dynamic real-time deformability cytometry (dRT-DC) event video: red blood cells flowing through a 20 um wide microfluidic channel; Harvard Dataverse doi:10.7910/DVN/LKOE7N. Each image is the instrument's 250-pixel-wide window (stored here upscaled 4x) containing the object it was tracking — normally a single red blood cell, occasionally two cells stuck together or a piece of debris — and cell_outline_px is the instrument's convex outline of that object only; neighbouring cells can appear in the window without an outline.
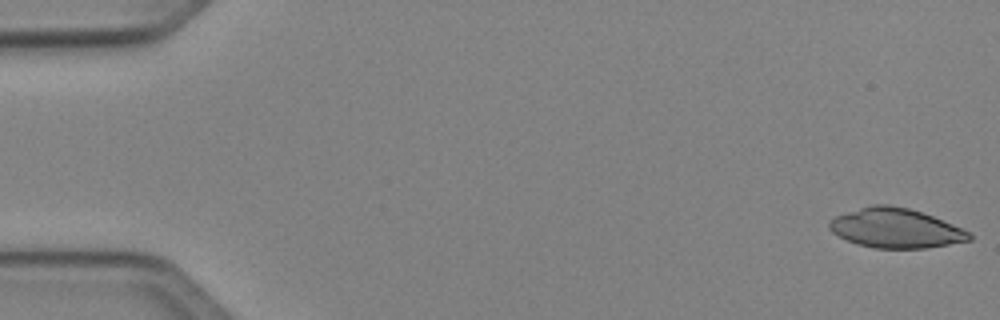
{"species": "Egyptian fruit bat (a non-hibernating species)", "species_latin": "Rousettus aegyptiacus", "temperature_condition": "cold", "stored_images_in_passage": 5, "camera_frame_rate_fps": 3000, "um_per_image_px": 0.085, "animal": {"sex": "female"}, "frame": {"image": 1, "passage_image": 1, "time_ms": 0.0, "image_size_px": [1000, 320], "cell_outline_px": [[972, 240], [924, 248], [876, 248], [860, 244], [848, 240], [832, 232], [828, 228], [828, 224], [836, 216], [872, 204], [888, 204], [908, 208], [932, 216], [952, 224], [968, 232], [972, 236]], "centroid_in_image_um": [76.13, 19.39], "position_along_channel_um": 8.9, "area_um2": 31.62}}
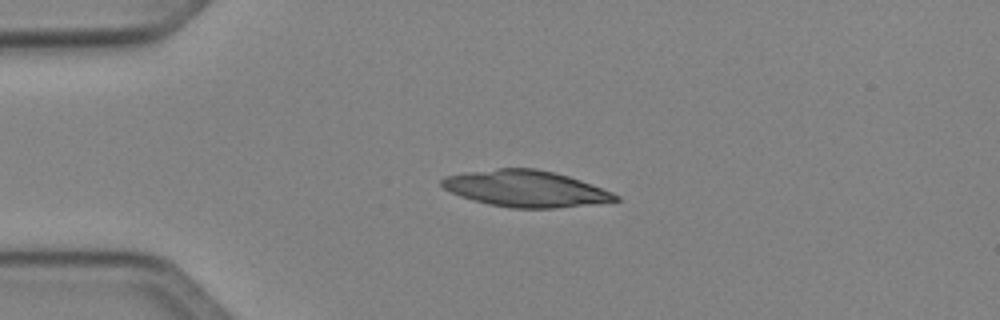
{"frame": {"image": 2, "passage_image": 4, "time_ms": 3.667, "image_size_px": [1000, 320], "cell_outline_px": [[620, 200], [592, 204], [556, 208], [512, 208], [488, 204], [472, 200], [460, 196], [444, 188], [440, 184], [440, 180], [444, 176], [464, 172], [496, 168], [536, 168], [556, 172], [580, 180], [612, 192], [620, 196]], "centroid_in_image_um": [44.66, 16.03], "position_along_channel_um": 40.3, "area_um2": 36.93}}